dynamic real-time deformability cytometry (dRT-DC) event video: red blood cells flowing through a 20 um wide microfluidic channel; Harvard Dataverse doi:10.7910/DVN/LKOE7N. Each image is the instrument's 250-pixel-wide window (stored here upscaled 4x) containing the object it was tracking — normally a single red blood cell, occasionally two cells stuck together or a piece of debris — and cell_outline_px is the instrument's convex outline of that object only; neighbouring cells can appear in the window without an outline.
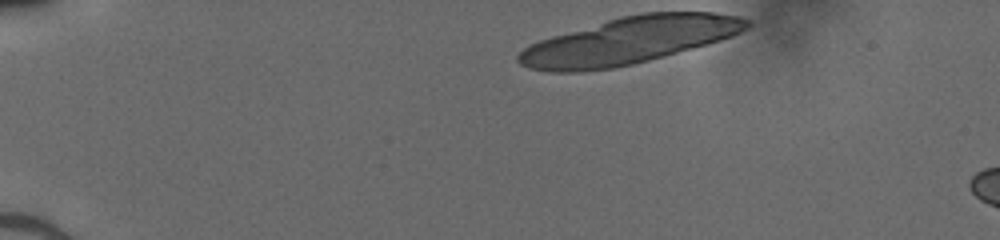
{"species": "human", "species_latin": "Homo sapiens", "temperature_condition": "cold", "stored_images_in_passage": 7, "camera_frame_rate_fps": 3000, "um_per_image_px": 0.085, "donor": {"sex": "male"}, "frame": {"image": 1, "passage_image": 1, "time_ms": 0.0, "image_size_px": [1000, 240], "cell_outline_px": [[752, 24], [748, 28], [732, 36], [720, 40], [692, 48], [648, 60], [632, 64], [612, 68], [576, 72], [552, 72], [528, 68], [520, 64], [516, 60], [516, 56], [524, 48], [540, 40], [552, 36], [620, 16], [644, 12], [712, 12], [740, 16], [752, 20]], "centroid_in_image_um": [53.49, 3.44], "position_along_channel_um": 31.5, "area_um2": 62.08}}